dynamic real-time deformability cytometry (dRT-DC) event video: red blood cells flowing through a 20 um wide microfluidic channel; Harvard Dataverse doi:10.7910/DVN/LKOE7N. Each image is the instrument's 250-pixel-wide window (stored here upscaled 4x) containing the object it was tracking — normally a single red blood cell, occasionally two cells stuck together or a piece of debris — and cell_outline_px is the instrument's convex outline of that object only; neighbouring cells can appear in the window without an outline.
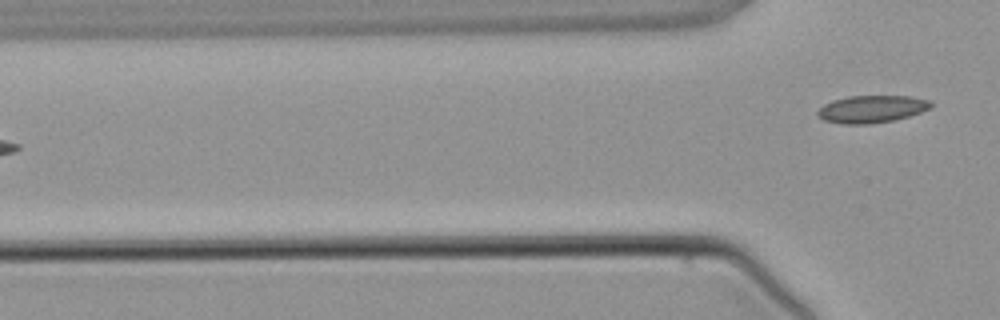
{"species": "common noctule bat (a hibernating species)", "species_latin": "Nyctalus noctula", "temperature_condition": "warm", "stored_images_in_passage": 5, "camera_frame_rate_fps": 3000, "um_per_image_px": 0.085, "animal": {"sex": "male", "body_mass_g": 21.5, "forearm_length_mm": 52.0}, "frame": {"image": 1, "passage_image": 5, "time_ms": 5.0, "image_size_px": [1000, 320], "cell_outline_px": [[932, 104], [928, 108], [920, 112], [896, 120], [868, 124], [840, 124], [824, 120], [816, 116], [816, 112], [824, 104], [832, 100], [848, 96], [908, 96], [928, 100]], "centroid_in_image_um": [74.02, 9.28], "position_along_channel_um": 51.8, "area_um2": 18.03}}